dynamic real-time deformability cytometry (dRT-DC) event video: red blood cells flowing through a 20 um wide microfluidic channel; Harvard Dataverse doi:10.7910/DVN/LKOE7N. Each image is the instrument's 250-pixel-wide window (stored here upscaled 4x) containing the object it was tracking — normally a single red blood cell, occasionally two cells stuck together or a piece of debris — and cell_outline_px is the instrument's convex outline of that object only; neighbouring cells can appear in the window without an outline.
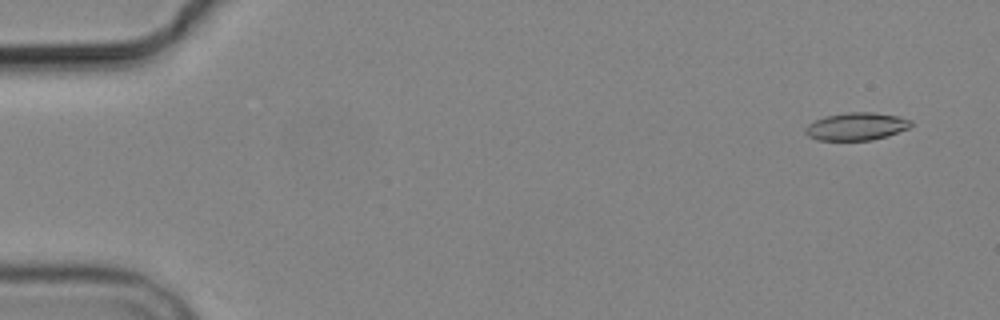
{"species": "common noctule bat (a hibernating species)", "species_latin": "Nyctalus noctula", "temperature_condition": "cold", "stored_images_in_passage": 6, "segment_of_instrument_passage": [1, 2], "camera_frame_rate_fps": 3000, "um_per_image_px": 0.085, "animal": {"sex": "male", "body_mass_g": 19.2, "forearm_length_mm": 51.8}, "frame": {"image": 1, "passage_image": 2, "time_ms": 1.0, "image_size_px": [1000, 320], "cell_outline_px": [[912, 124], [908, 128], [888, 136], [872, 140], [816, 140], [808, 136], [804, 132], [804, 128], [808, 124], [824, 116], [848, 112], [872, 112], [896, 116], [912, 120]], "centroid_in_image_um": [72.76, 10.75], "position_along_channel_um": 12.2, "area_um2": 17.05}}
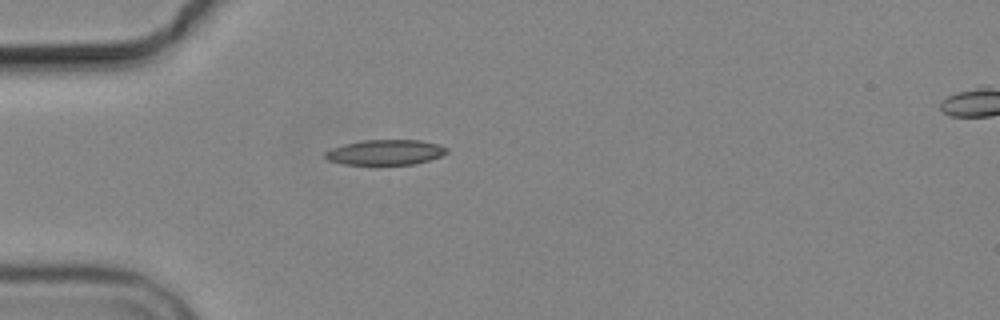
{"frame": {"image": 2, "passage_image": 5, "time_ms": 5.333, "image_size_px": [1000, 320], "cell_outline_px": [[448, 152], [440, 156], [428, 160], [412, 164], [344, 164], [328, 160], [324, 156], [324, 152], [332, 148], [344, 144], [364, 140], [420, 140], [440, 144], [448, 148]], "centroid_in_image_um": [32.76, 12.93], "position_along_channel_um": 52.2, "area_um2": 17.74}}